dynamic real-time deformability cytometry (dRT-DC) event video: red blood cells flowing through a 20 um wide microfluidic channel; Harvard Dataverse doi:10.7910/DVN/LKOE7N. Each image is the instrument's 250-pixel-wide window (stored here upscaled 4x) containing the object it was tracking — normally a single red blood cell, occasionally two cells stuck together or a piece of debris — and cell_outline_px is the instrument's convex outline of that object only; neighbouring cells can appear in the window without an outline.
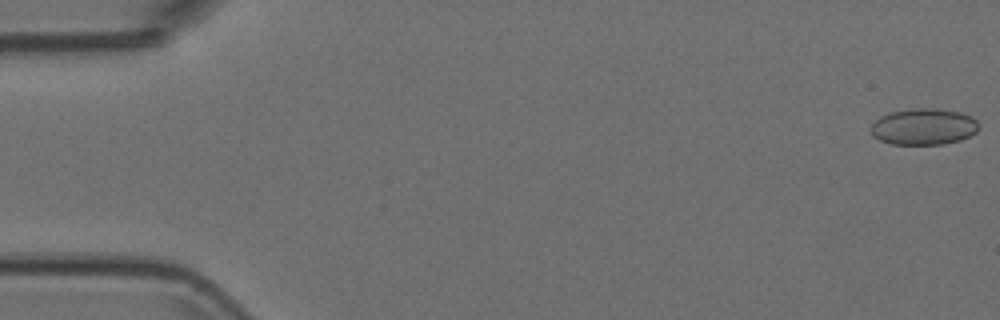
{"species": "Egyptian fruit bat (a non-hibernating species)", "species_latin": "Rousettus aegyptiacus", "temperature_condition": "room temperature", "stored_images_in_passage": 54, "camera_frame_rate_fps": 3000, "um_per_image_px": 0.085, "animal": {"sex": "female"}, "frame": {"image": 1, "passage_image": 1, "time_ms": 0.0, "image_size_px": [1000, 320], "cell_outline_px": [[976, 132], [960, 140], [944, 144], [892, 144], [880, 140], [872, 136], [872, 124], [880, 116], [888, 112], [912, 108], [936, 108], [960, 112], [972, 116], [976, 120]], "centroid_in_image_um": [78.49, 10.75], "position_along_channel_um": 6.5, "area_um2": 22.83}}
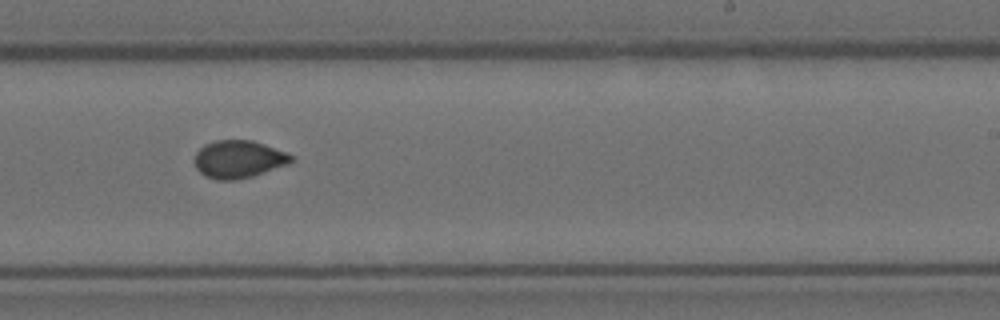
{"frame": {"image": 2, "passage_image": 33, "time_ms": 10.667, "image_size_px": [1000, 320], "cell_outline_px": [[292, 160], [288, 164], [252, 176], [236, 180], [216, 180], [204, 176], [196, 168], [192, 160], [196, 152], [204, 144], [216, 140], [252, 140], [288, 152], [292, 156]], "centroid_in_image_um": [20.23, 13.53], "position_along_channel_um": 268.8, "area_um2": 21.39}}
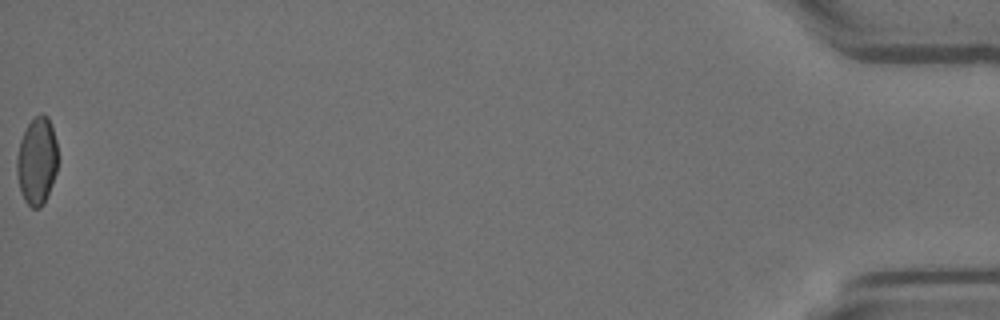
{"frame": {"image": 3, "passage_image": 54, "time_ms": 17.667, "image_size_px": [1000, 320], "cell_outline_px": [[56, 172], [52, 184], [44, 204], [40, 208], [32, 208], [24, 200], [20, 188], [16, 172], [16, 160], [20, 140], [28, 124], [40, 112], [48, 116], [56, 140]], "centroid_in_image_um": [3.12, 13.69], "position_along_channel_um": 432.1, "area_um2": 20.75}}